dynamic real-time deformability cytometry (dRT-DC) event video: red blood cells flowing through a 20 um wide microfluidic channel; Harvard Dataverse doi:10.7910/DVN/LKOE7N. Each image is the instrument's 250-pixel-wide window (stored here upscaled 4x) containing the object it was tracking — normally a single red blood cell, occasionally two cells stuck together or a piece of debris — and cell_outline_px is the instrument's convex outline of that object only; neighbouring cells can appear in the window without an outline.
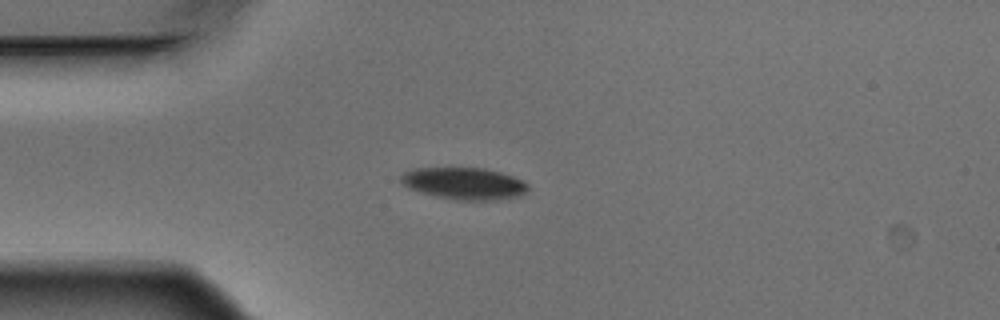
{"species": "Egyptian fruit bat (a non-hibernating species)", "species_latin": "Rousettus aegyptiacus", "temperature_condition": "warm", "stored_images_in_passage": 3, "camera_frame_rate_fps": 3000, "um_per_image_px": 0.085, "animal": {"sex": "male"}, "frame": {"image": 1, "passage_image": 3, "time_ms": 0.667, "image_size_px": [1000, 320], "cell_outline_px": [[528, 188], [520, 196], [500, 200], [456, 200], [436, 196], [420, 192], [408, 188], [400, 180], [400, 176], [404, 172], [412, 168], [484, 168], [500, 172], [512, 176], [528, 184]], "centroid_in_image_um": [39.43, 15.6], "position_along_channel_um": 45.6, "area_um2": 23.64}}